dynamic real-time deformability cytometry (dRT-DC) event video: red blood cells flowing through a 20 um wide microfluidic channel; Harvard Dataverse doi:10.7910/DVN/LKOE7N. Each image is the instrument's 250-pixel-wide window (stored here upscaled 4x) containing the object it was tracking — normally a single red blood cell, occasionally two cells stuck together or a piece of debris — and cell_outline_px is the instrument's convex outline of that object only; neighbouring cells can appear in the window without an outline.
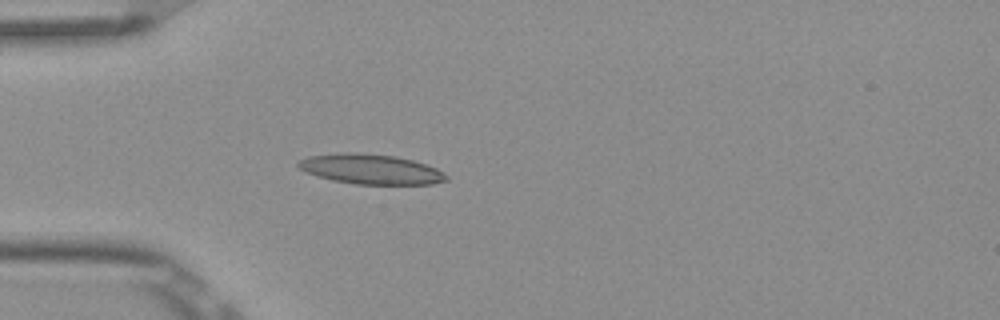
{"species": "Egyptian fruit bat (a non-hibernating species)", "species_latin": "Rousettus aegyptiacus", "temperature_condition": "room temperature", "stored_images_in_passage": 5, "camera_frame_rate_fps": 3000, "um_per_image_px": 0.085, "frame": {"image": 1, "passage_image": 5, "time_ms": 1.333, "image_size_px": [1000, 320], "cell_outline_px": [[448, 180], [432, 184], [356, 184], [332, 180], [316, 176], [300, 168], [296, 164], [300, 160], [308, 156], [344, 152], [356, 152], [392, 156], [412, 160], [428, 164], [444, 172], [448, 176]], "centroid_in_image_um": [31.54, 14.38], "position_along_channel_um": 53.5, "area_um2": 25.78}}